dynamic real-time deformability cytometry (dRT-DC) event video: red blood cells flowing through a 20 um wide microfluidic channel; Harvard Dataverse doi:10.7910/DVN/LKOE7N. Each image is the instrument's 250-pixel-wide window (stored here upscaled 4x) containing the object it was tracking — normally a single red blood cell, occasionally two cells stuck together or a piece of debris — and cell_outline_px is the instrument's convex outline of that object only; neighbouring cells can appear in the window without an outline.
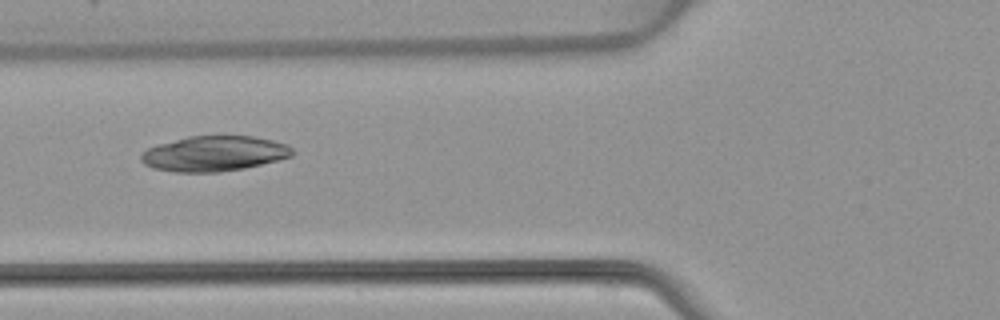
{"species": "common noctule bat (a hibernating species)", "species_latin": "Nyctalus noctula", "temperature_condition": "warm", "stored_images_in_passage": 4, "camera_frame_rate_fps": 3000, "um_per_image_px": 0.085, "animal": {"sex": "female", "body_mass_g": 22.7, "forearm_length_mm": 54.2}, "frame": {"image": 1, "passage_image": 4, "time_ms": 3.667, "image_size_px": [1000, 320], "cell_outline_px": [[296, 152], [292, 156], [280, 160], [244, 168], [220, 172], [176, 172], [152, 168], [144, 164], [140, 160], [140, 152], [148, 148], [160, 144], [188, 136], [252, 136], [272, 140], [288, 144]], "centroid_in_image_um": [18.22, 13.06], "position_along_channel_um": 107.6, "area_um2": 31.27}}